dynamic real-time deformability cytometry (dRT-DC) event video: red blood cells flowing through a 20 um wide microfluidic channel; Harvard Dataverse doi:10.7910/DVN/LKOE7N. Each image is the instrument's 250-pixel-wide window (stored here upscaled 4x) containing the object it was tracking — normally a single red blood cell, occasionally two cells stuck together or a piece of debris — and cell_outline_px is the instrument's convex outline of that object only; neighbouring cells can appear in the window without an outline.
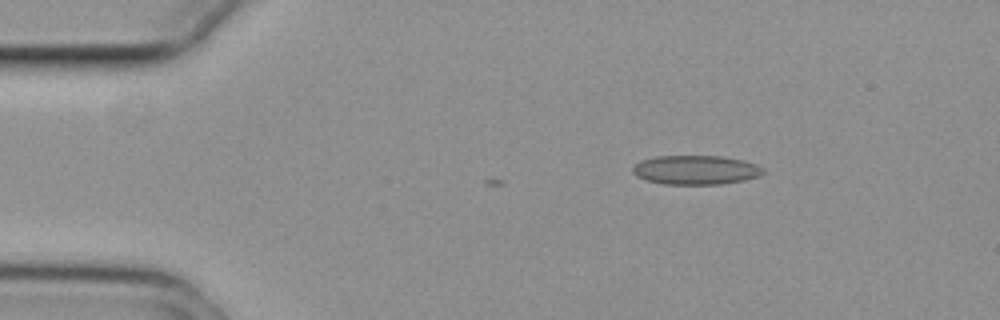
{"species": "common noctule bat (a hibernating species)", "species_latin": "Nyctalus noctula", "temperature_condition": "cold", "stored_images_in_passage": 2, "camera_frame_rate_fps": 3000, "um_per_image_px": 0.085, "animal": {"sex": "female", "body_mass_g": 29.2, "forearm_length_mm": 56.3}, "frame": {"image": 1, "passage_image": 2, "time_ms": 0.333, "image_size_px": [1000, 320], "cell_outline_px": [[764, 172], [760, 176], [744, 180], [720, 184], [664, 184], [644, 180], [636, 176], [632, 172], [632, 168], [640, 160], [656, 156], [720, 156], [744, 160], [756, 164], [764, 168]], "centroid_in_image_um": [59.13, 14.44], "position_along_channel_um": 25.9, "area_um2": 22.31}}